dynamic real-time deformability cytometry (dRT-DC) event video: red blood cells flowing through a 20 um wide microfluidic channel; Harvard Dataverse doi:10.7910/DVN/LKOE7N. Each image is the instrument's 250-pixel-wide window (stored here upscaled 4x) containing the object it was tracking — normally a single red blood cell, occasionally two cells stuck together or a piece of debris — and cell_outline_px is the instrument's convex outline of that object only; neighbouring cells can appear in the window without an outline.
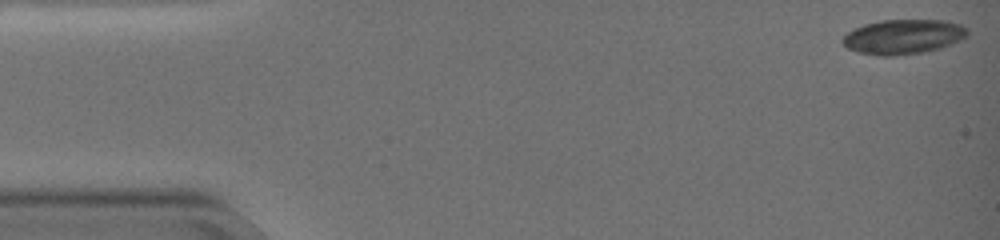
{"species": "common noctule bat (a hibernating species)", "species_latin": "Nyctalus noctula", "temperature_condition": "warm", "stored_images_in_passage": 41, "camera_frame_rate_fps": 3000, "um_per_image_px": 0.085, "animal": {"sex": "female", "body_mass_g": 19.0, "forearm_length_mm": 51.5}, "frame": {"image": 1, "passage_image": 1, "time_ms": 0.0, "image_size_px": [1000, 240], "cell_outline_px": [[968, 36], [960, 40], [940, 48], [924, 52], [892, 56], [880, 56], [860, 52], [848, 48], [840, 40], [848, 32], [864, 24], [880, 20], [944, 20], [960, 24], [968, 28]], "centroid_in_image_um": [76.8, 3.12], "position_along_channel_um": 8.2, "area_um2": 25.2}}
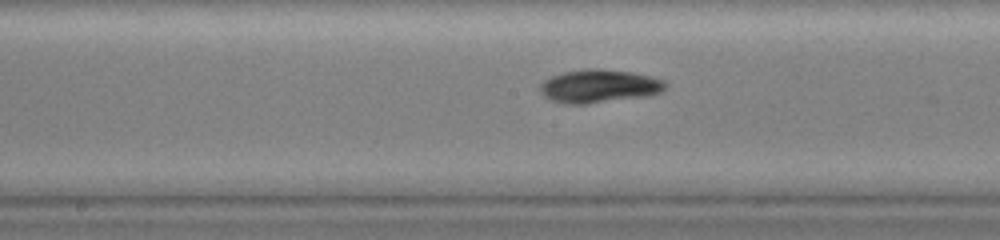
{"frame": {"image": 2, "passage_image": 32, "time_ms": 10.333, "image_size_px": [1000, 240], "cell_outline_px": [[668, 84], [660, 92], [648, 96], [584, 104], [564, 104], [552, 100], [544, 96], [540, 92], [540, 84], [544, 80], [552, 76], [564, 72], [584, 68], [600, 68], [632, 72], [652, 76], [664, 80]], "centroid_in_image_um": [50.93, 7.31], "position_along_channel_um": 197.3, "area_um2": 24.45}}
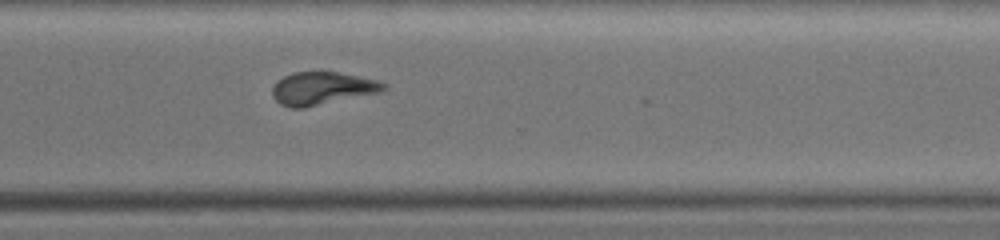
{"frame": {"image": 3, "passage_image": 41, "time_ms": 13.333, "image_size_px": [1000, 240], "cell_outline_px": [[388, 88], [380, 92], [304, 108], [288, 108], [280, 104], [272, 96], [272, 88], [276, 80], [292, 72], [336, 72], [380, 80], [388, 84]], "centroid_in_image_um": [27.38, 7.51], "position_along_channel_um": 343.2, "area_um2": 21.5}}